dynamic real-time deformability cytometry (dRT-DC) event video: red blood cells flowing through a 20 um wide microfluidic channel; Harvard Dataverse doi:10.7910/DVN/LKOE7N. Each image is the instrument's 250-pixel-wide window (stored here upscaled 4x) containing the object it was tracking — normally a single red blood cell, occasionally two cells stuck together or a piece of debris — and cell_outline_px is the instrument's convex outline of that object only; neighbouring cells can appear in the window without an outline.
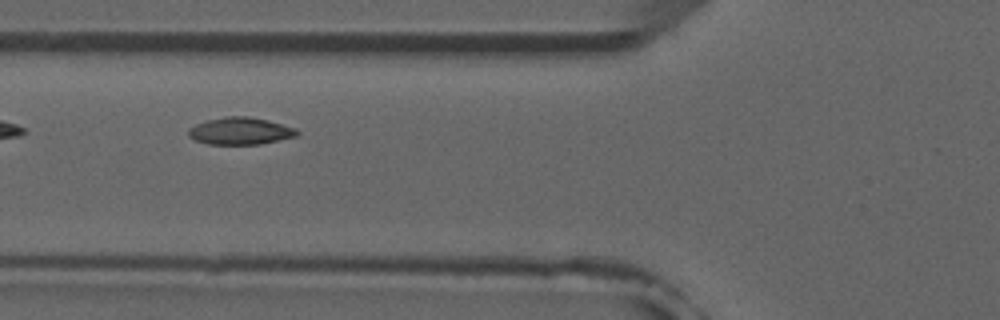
{"species": "common noctule bat (a hibernating species)", "species_latin": "Nyctalus noctula", "temperature_condition": "room temperature", "stored_images_in_passage": 7, "camera_frame_rate_fps": 3000, "um_per_image_px": 0.085, "animal": {"sex": "male", "forearm_length_mm": 52.5}, "frame": {"image": 1, "passage_image": 4, "time_ms": 4.333, "image_size_px": [1000, 320], "cell_outline_px": [[300, 132], [296, 136], [260, 144], [208, 144], [196, 140], [188, 136], [188, 128], [196, 124], [208, 120], [228, 116], [248, 116], [268, 120], [296, 128]], "centroid_in_image_um": [20.43, 11.13], "position_along_channel_um": 105.4, "area_um2": 17.11}}
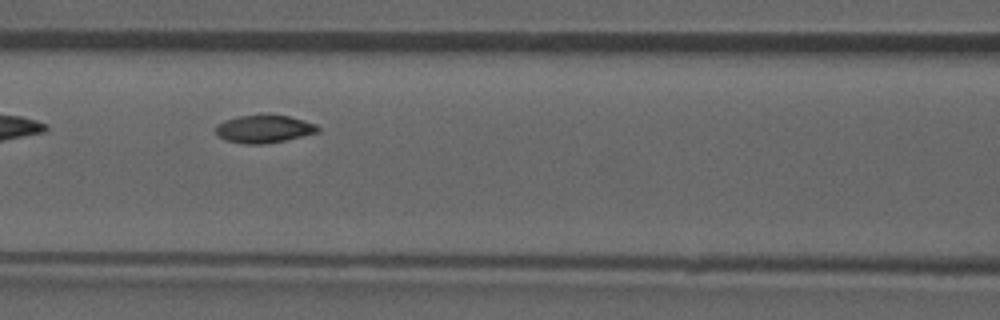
{"frame": {"image": 2, "passage_image": 5, "time_ms": 5.333, "image_size_px": [1000, 320], "cell_outline_px": [[320, 132], [284, 140], [264, 144], [244, 144], [224, 140], [216, 136], [216, 124], [224, 120], [240, 116], [288, 116], [304, 120], [316, 124], [320, 128]], "centroid_in_image_um": [22.42, 10.98], "position_along_channel_um": 144.2, "area_um2": 16.42}}